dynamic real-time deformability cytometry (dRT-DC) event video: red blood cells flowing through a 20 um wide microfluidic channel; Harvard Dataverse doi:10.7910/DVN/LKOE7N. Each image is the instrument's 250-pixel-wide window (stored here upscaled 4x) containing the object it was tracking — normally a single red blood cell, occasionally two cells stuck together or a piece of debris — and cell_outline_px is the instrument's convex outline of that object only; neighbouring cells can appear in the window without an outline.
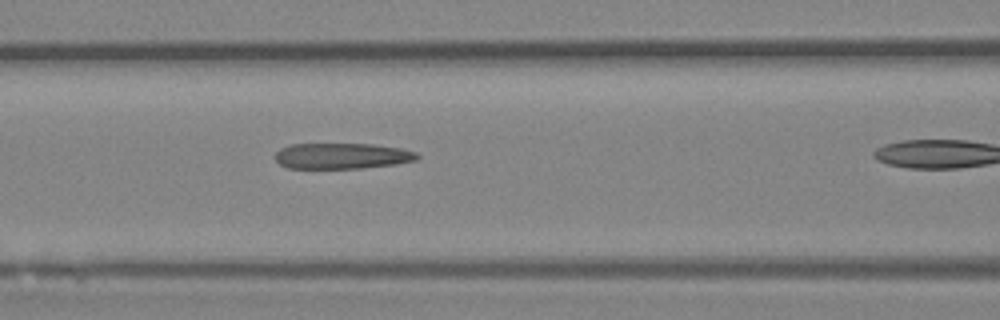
{"species": "Egyptian fruit bat (a non-hibernating species)", "species_latin": "Rousettus aegyptiacus", "temperature_condition": "room temperature", "stored_images_in_passage": 24, "camera_frame_rate_fps": 3000, "um_per_image_px": 0.085, "animal": {"sex": "female"}, "frame": {"image": 1, "passage_image": 14, "time_ms": 4.333, "image_size_px": [1000, 320], "cell_outline_px": [[420, 156], [416, 160], [396, 164], [360, 168], [288, 168], [280, 164], [276, 160], [276, 152], [280, 148], [292, 144], [372, 144], [400, 148], [416, 152]], "centroid_in_image_um": [29.07, 13.25], "position_along_channel_um": 137.5, "area_um2": 21.27}}
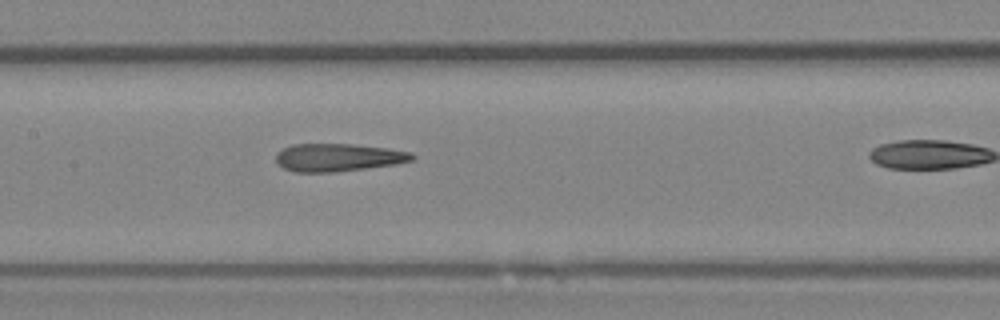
{"frame": {"image": 2, "passage_image": 17, "time_ms": 5.333, "image_size_px": [1000, 320], "cell_outline_px": [[416, 156], [412, 160], [396, 164], [336, 172], [296, 172], [284, 168], [276, 160], [276, 152], [292, 144], [352, 144], [388, 148], [412, 152]], "centroid_in_image_um": [28.76, 13.38], "position_along_channel_um": 178.6, "area_um2": 22.08}}